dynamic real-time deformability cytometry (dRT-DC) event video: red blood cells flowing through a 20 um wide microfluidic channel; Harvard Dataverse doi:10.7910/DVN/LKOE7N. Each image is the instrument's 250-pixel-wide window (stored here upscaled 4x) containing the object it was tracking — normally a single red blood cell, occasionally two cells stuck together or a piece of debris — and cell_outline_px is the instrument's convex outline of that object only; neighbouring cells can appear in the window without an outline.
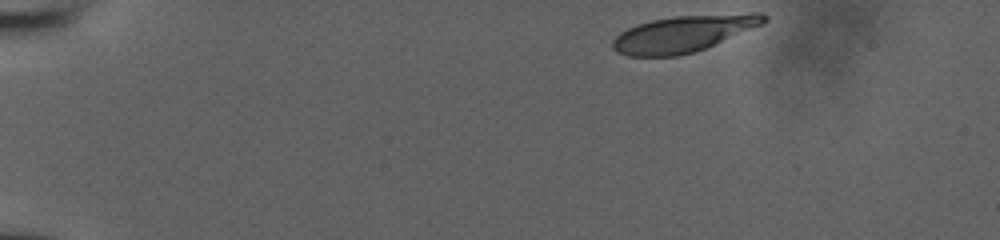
{"species": "human", "species_latin": "Homo sapiens", "temperature_condition": "room temperature", "stored_images_in_passage": 38, "camera_frame_rate_fps": 3000, "um_per_image_px": 0.085, "donor": {"sex": "male"}, "frame": {"image": 1, "passage_image": 1, "time_ms": 0.0, "image_size_px": [1000, 240], "cell_outline_px": [[768, 20], [764, 24], [704, 48], [692, 52], [676, 56], [628, 56], [616, 52], [612, 48], [612, 40], [620, 32], [636, 24], [652, 20], [676, 16], [748, 12], [760, 12], [768, 16]], "centroid_in_image_um": [58.11, 2.84], "position_along_channel_um": 26.9, "area_um2": 32.25}}
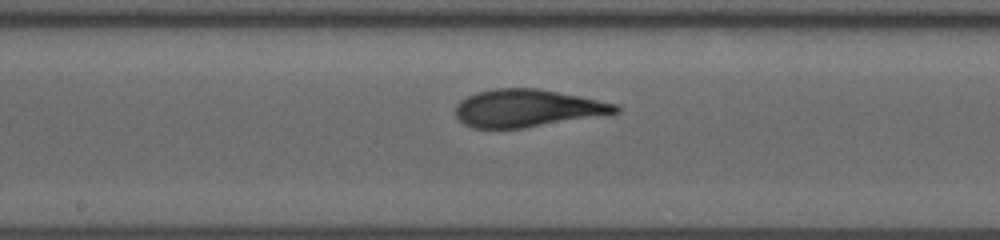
{"frame": {"image": 2, "passage_image": 22, "time_ms": 7.0, "image_size_px": [1000, 240], "cell_outline_px": [[620, 112], [524, 128], [472, 128], [464, 124], [456, 116], [456, 104], [460, 100], [476, 92], [492, 88], [536, 88], [616, 104], [620, 108]], "centroid_in_image_um": [44.75, 9.2], "position_along_channel_um": 203.5, "area_um2": 34.56}}
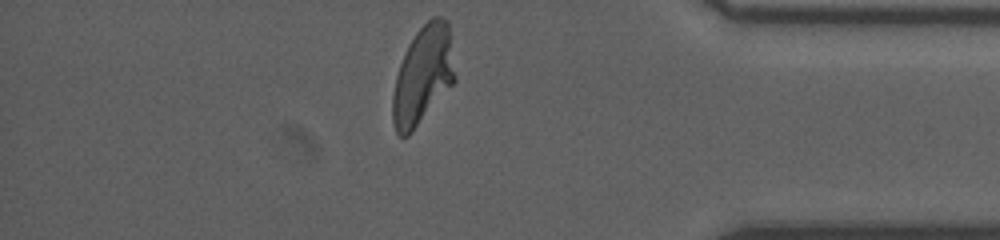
{"frame": {"image": 3, "passage_image": 38, "time_ms": 12.333, "image_size_px": [1000, 240], "cell_outline_px": [[456, 80], [412, 132], [408, 136], [400, 136], [396, 132], [392, 120], [392, 96], [396, 76], [400, 64], [408, 44], [416, 32], [432, 16], [440, 16], [448, 20], [456, 76]], "centroid_in_image_um": [35.95, 6.38], "position_along_channel_um": 399.2, "area_um2": 35.6}}